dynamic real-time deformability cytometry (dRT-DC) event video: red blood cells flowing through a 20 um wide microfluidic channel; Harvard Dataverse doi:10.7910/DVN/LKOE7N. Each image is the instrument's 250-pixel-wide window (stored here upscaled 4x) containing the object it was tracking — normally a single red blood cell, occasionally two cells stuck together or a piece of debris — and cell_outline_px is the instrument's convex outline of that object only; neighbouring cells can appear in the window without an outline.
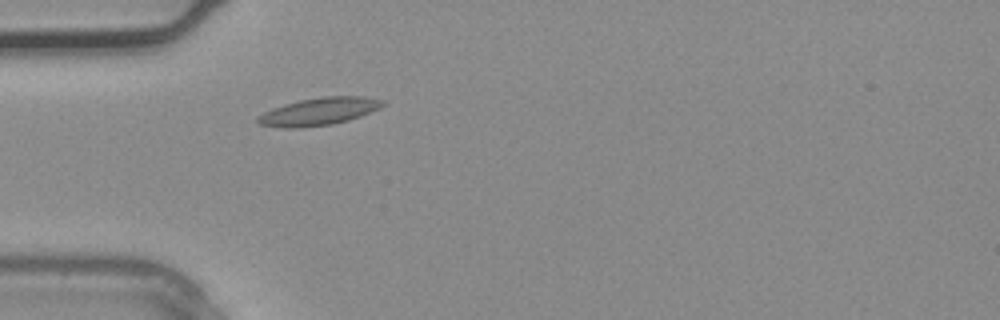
{"species": "common noctule bat (a hibernating species)", "species_latin": "Nyctalus noctula", "temperature_condition": "warm", "stored_images_in_passage": 2, "camera_frame_rate_fps": 3000, "um_per_image_px": 0.085, "animal": {"sex": "male", "body_mass_g": 20.4}, "frame": {"image": 1, "passage_image": 2, "time_ms": 0.333, "image_size_px": [1000, 320], "cell_outline_px": [[384, 104], [380, 108], [360, 116], [348, 120], [332, 124], [300, 128], [284, 128], [260, 124], [256, 120], [256, 116], [272, 108], [284, 104], [300, 100], [324, 96], [364, 96], [384, 100]], "centroid_in_image_um": [27.1, 9.47], "position_along_channel_um": 57.9, "area_um2": 20.06}}